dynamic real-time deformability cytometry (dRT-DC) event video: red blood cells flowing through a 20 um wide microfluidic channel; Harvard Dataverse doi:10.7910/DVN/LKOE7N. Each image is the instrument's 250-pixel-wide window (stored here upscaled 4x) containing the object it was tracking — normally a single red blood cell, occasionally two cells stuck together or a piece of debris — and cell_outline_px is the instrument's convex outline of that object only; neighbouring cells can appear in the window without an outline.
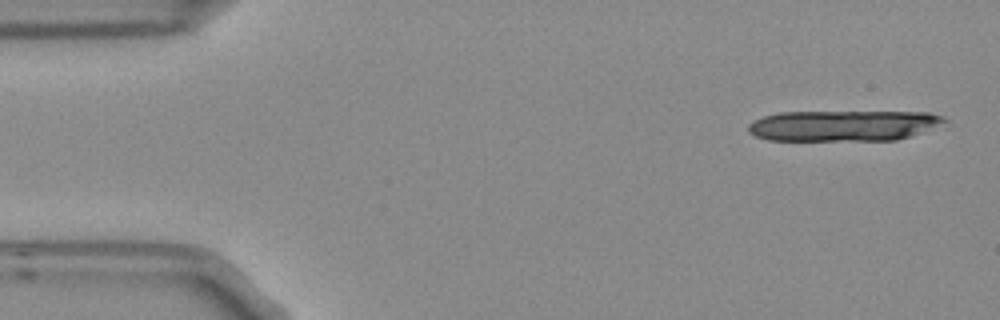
{"species": "Egyptian fruit bat (a non-hibernating species)", "species_latin": "Rousettus aegyptiacus", "temperature_condition": "room temperature", "stored_images_in_passage": 8, "camera_frame_rate_fps": 3000, "um_per_image_px": 0.085, "frame": {"image": 1, "passage_image": 1, "time_ms": 0.0, "image_size_px": [1000, 320], "cell_outline_px": [[952, 124], [896, 140], [768, 140], [756, 136], [748, 132], [748, 124], [752, 120], [764, 116], [780, 112], [928, 112], [944, 116]], "centroid_in_image_um": [71.8, 10.67], "position_along_channel_um": 13.2, "area_um2": 35.78}}
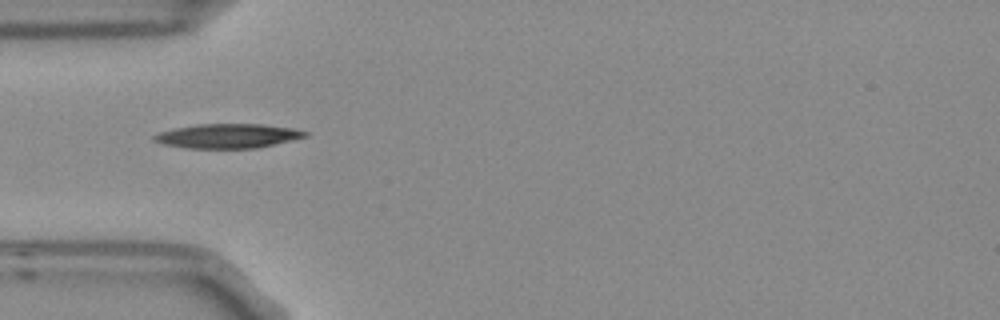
{"frame": {"image": 2, "passage_image": 5, "time_ms": 1.333, "image_size_px": [1000, 320], "cell_outline_px": [[308, 136], [256, 148], [188, 148], [164, 144], [152, 140], [152, 136], [160, 132], [176, 128], [196, 124], [260, 124], [292, 128], [308, 132]], "centroid_in_image_um": [19.34, 11.55], "position_along_channel_um": 65.7, "area_um2": 21.21}}